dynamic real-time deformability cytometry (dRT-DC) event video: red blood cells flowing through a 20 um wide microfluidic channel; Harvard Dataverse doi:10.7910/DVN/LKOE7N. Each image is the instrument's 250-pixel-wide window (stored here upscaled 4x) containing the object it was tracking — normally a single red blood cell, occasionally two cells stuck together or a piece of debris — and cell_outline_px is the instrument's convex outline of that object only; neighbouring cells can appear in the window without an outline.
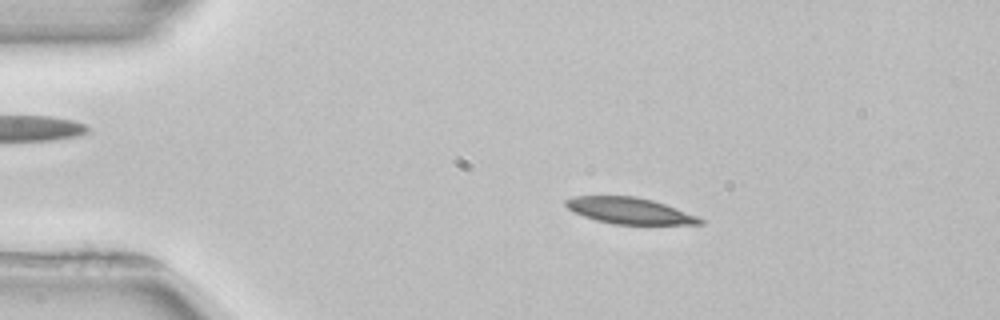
{"species": "common noctule bat (a hibernating species)", "species_latin": "Nyctalus noctula", "temperature_condition": "room temperature", "stored_images_in_passage": 51, "camera_frame_rate_fps": 3000, "um_per_image_px": 0.085, "animal": {"sex": "female", "body_mass_g": 22.7, "forearm_length_mm": 54.2}, "frame": {"image": 1, "passage_image": 9, "time_ms": 2.667, "image_size_px": [1000, 320], "cell_outline_px": [[704, 224], [612, 224], [596, 220], [572, 212], [564, 204], [564, 200], [576, 196], [636, 196], [652, 200], [676, 208], [696, 216], [704, 220]], "centroid_in_image_um": [53.47, 17.91], "position_along_channel_um": 31.5, "area_um2": 20.4}}
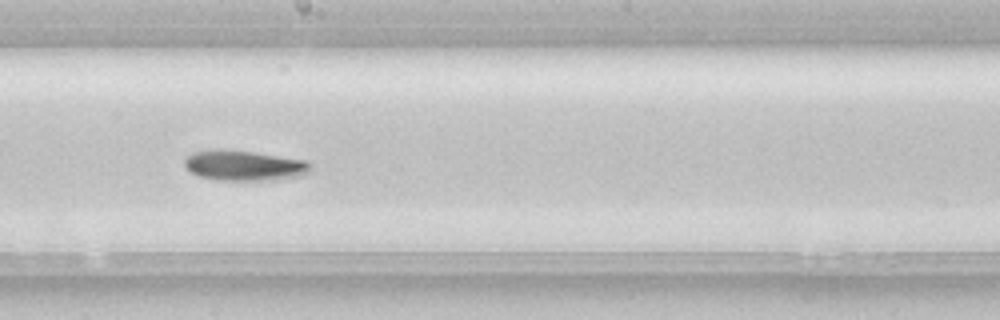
{"frame": {"image": 2, "passage_image": 28, "time_ms": 9.0, "image_size_px": [1000, 320], "cell_outline_px": [[312, 168], [308, 172], [300, 176], [276, 180], [216, 180], [200, 176], [192, 172], [184, 164], [184, 156], [196, 152], [216, 148], [220, 148], [252, 152], [308, 160], [312, 164]], "centroid_in_image_um": [20.78, 14.06], "position_along_channel_um": 227.4, "area_um2": 22.43}}
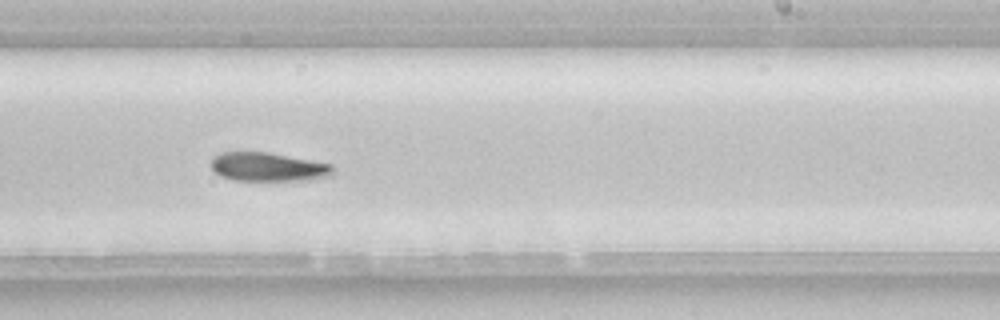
{"frame": {"image": 3, "passage_image": 31, "time_ms": 10.0, "image_size_px": [1000, 320], "cell_outline_px": [[332, 176], [308, 180], [232, 180], [220, 176], [208, 164], [212, 156], [220, 152], [268, 152], [312, 160], [332, 164]], "centroid_in_image_um": [22.74, 14.18], "position_along_channel_um": 266.3, "area_um2": 20.63}, "authors_computed_cell_mechanics": {"area_um2": 20.9814, "velocity_mm_per_s": 3.9252, "shape_relaxation_time_tau1_ms": 5.2654, "shape_relaxation_time_tau2_ms": null, "deformation_change_tau1": 0.1628, "deformation_change_tau2": null}}